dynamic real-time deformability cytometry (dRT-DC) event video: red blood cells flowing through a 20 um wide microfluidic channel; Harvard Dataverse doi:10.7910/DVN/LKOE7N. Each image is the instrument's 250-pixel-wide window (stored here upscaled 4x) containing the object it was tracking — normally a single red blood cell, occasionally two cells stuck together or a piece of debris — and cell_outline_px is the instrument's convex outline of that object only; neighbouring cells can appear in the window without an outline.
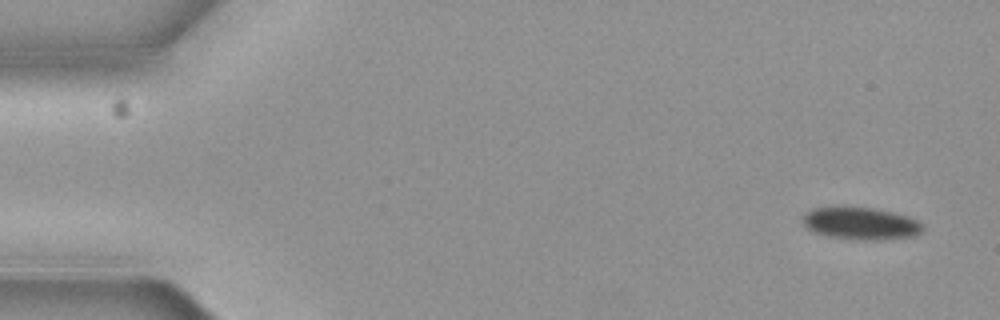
{"species": "common noctule bat (a hibernating species)", "species_latin": "Nyctalus noctula", "temperature_condition": "cold", "stored_images_in_passage": 5, "camera_frame_rate_fps": 3000, "um_per_image_px": 0.085, "animal": {"sex": "female", "body_mass_g": 19.3, "forearm_length_mm": 54.1}, "frame": {"image": 1, "passage_image": 1, "time_ms": 0.0, "image_size_px": [1000, 320], "cell_outline_px": [[924, 228], [920, 232], [908, 236], [872, 240], [860, 240], [828, 236], [812, 232], [804, 224], [800, 216], [804, 212], [812, 208], [876, 208], [908, 216], [924, 224]], "centroid_in_image_um": [73.11, 18.99], "position_along_channel_um": 11.9, "area_um2": 22.31}}
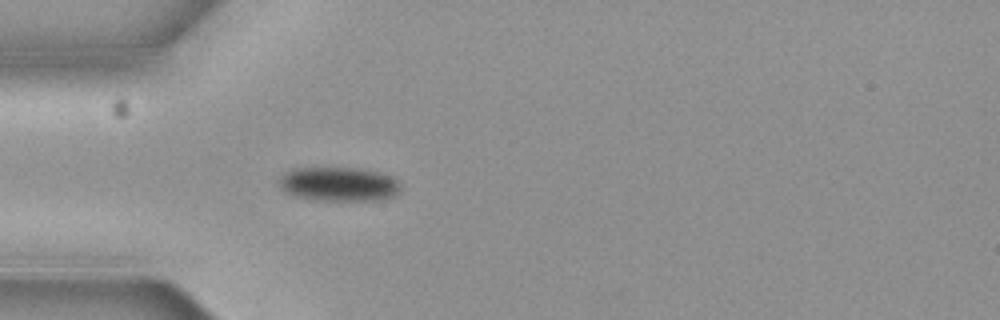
{"frame": {"image": 2, "passage_image": 5, "time_ms": 1.333, "image_size_px": [1000, 320], "cell_outline_px": [[400, 192], [396, 196], [384, 200], [316, 200], [296, 196], [288, 192], [280, 184], [280, 180], [284, 172], [292, 168], [360, 168], [384, 172], [396, 176], [400, 184]], "centroid_in_image_um": [28.93, 15.64], "position_along_channel_um": 56.1, "area_um2": 24.51}}